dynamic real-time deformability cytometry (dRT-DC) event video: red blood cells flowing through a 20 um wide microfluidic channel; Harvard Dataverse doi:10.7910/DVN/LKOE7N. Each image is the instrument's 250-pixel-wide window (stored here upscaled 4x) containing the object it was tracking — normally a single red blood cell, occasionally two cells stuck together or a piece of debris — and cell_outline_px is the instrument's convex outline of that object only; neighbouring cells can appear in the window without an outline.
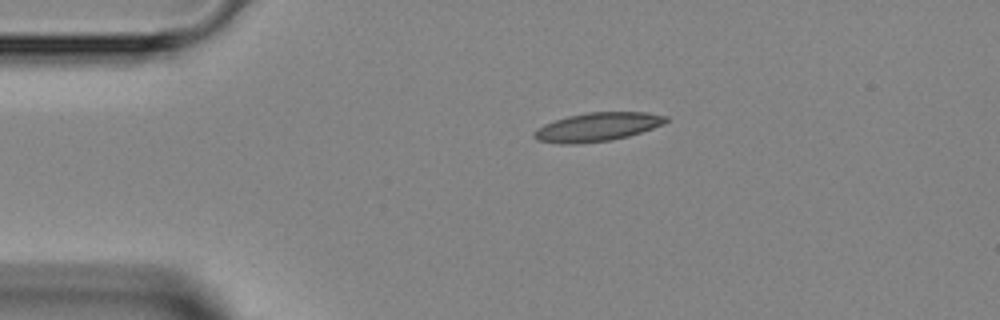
{"species": "Egyptian fruit bat (a non-hibernating species)", "species_latin": "Rousettus aegyptiacus", "temperature_condition": "room temperature", "stored_images_in_passage": 2, "camera_frame_rate_fps": 3000, "um_per_image_px": 0.085, "animal": {"sex": "female"}, "frame": {"image": 1, "passage_image": 1, "time_ms": 0.0, "image_size_px": [1000, 320], "cell_outline_px": [[668, 120], [664, 124], [628, 136], [612, 140], [580, 144], [560, 144], [536, 140], [532, 136], [532, 132], [544, 124], [568, 116], [588, 112], [648, 112], [668, 116]], "centroid_in_image_um": [50.76, 10.8], "position_along_channel_um": 34.2, "area_um2": 22.14}}